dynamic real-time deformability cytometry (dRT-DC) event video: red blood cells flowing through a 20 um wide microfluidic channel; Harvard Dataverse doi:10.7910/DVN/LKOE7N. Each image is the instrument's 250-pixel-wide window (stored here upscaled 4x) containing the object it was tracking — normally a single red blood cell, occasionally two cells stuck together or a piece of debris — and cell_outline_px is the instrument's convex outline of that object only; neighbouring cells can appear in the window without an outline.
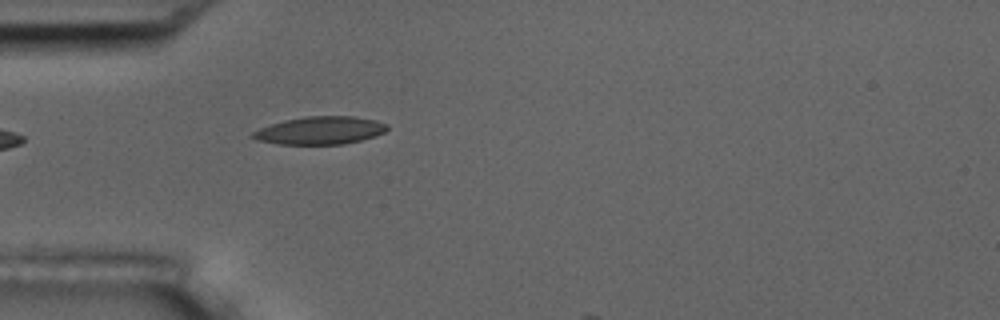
{"species": "common noctule bat (a hibernating species)", "species_latin": "Nyctalus noctula", "temperature_condition": "room temperature", "stored_images_in_passage": 1, "camera_frame_rate_fps": 3000, "um_per_image_px": 0.085, "animal": {"sex": "male", "body_mass_g": 17.5, "forearm_length_mm": 52.3}, "frame": {"image": 1, "passage_image": 1, "time_ms": 0.0, "image_size_px": [1000, 320], "cell_outline_px": [[388, 128], [384, 132], [376, 136], [344, 144], [276, 144], [256, 140], [252, 136], [252, 132], [260, 128], [284, 120], [304, 116], [352, 116], [376, 120], [388, 124]], "centroid_in_image_um": [27.22, 11.08], "position_along_channel_um": 57.8, "area_um2": 21.79}}